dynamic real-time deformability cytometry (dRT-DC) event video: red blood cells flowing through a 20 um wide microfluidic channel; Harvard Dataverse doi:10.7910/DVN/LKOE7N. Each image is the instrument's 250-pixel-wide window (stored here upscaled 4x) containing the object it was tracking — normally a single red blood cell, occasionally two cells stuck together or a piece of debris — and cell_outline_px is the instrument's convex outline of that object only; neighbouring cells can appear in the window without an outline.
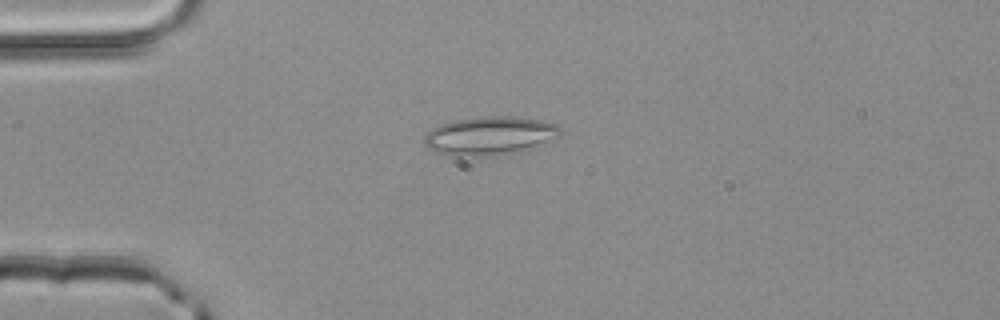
{"species": "common noctule bat (a hibernating species)", "species_latin": "Nyctalus noctula", "temperature_condition": "room temperature", "stored_images_in_passage": 4, "camera_frame_rate_fps": 3000, "um_per_image_px": 0.085, "animal": {"sex": "male", "body_mass_g": 20.4}, "frame": {"image": 1, "passage_image": 4, "time_ms": 1.0, "image_size_px": [1000, 320], "cell_outline_px": [[560, 136], [524, 152], [496, 156], [448, 156], [436, 152], [428, 148], [424, 144], [424, 136], [432, 128], [440, 124], [456, 120], [484, 116], [512, 116], [540, 120], [556, 124], [560, 128]], "centroid_in_image_um": [41.63, 11.56], "position_along_channel_um": 43.4, "area_um2": 30.98}}